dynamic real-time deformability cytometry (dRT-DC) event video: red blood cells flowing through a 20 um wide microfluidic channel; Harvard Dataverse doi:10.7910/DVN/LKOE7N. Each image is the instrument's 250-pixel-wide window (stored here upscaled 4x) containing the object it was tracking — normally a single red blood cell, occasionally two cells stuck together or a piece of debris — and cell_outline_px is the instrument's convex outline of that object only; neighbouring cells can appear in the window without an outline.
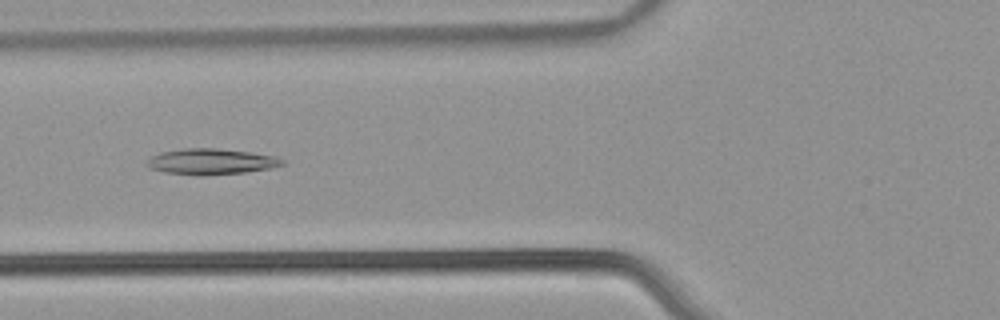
{"species": "common noctule bat (a hibernating species)", "species_latin": "Nyctalus noctula", "temperature_condition": "warm", "stored_images_in_passage": 52, "camera_frame_rate_fps": 3000, "um_per_image_px": 0.085, "animal": {"sex": "male", "body_mass_g": 21.5, "forearm_length_mm": 52.0}, "frame": {"image": 1, "passage_image": 20, "time_ms": 6.333, "image_size_px": [1000, 320], "cell_outline_px": [[284, 164], [272, 168], [244, 172], [204, 176], [196, 176], [164, 172], [148, 168], [144, 164], [152, 156], [160, 152], [184, 148], [216, 148], [248, 152], [276, 156], [284, 160]], "centroid_in_image_um": [17.91, 13.74], "position_along_channel_um": 107.9, "area_um2": 20.58}}
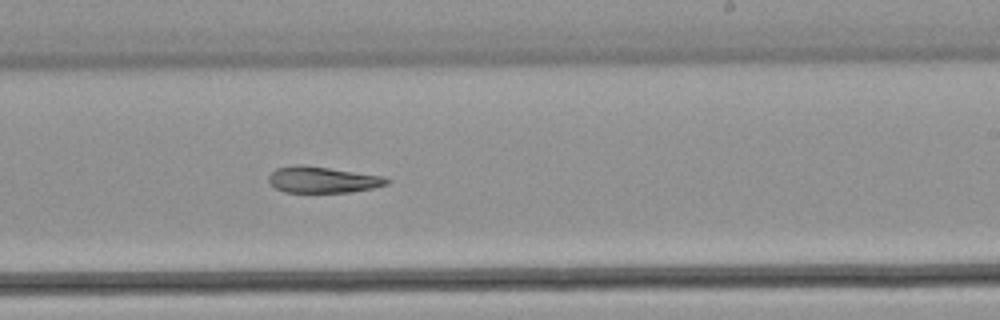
{"frame": {"image": 2, "passage_image": 32, "time_ms": 10.333, "image_size_px": [1000, 320], "cell_outline_px": [[392, 180], [388, 184], [372, 188], [352, 192], [284, 192], [268, 184], [268, 176], [276, 168], [328, 168], [384, 176]], "centroid_in_image_um": [27.49, 15.33], "position_along_channel_um": 261.5, "area_um2": 17.34}}
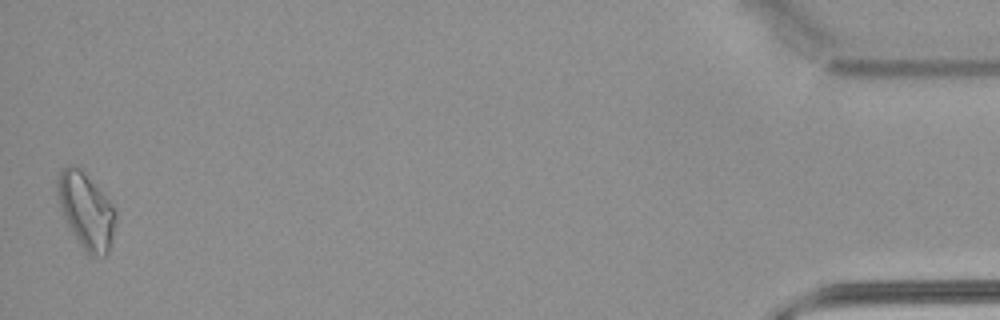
{"frame": {"image": 3, "passage_image": 52, "time_ms": 17.0, "image_size_px": [1000, 320], "cell_outline_px": [[116, 220], [112, 240], [108, 252], [104, 256], [92, 256], [80, 244], [68, 224], [60, 204], [56, 184], [56, 180], [60, 172], [68, 164], [72, 164], [80, 168], [112, 204], [116, 212]], "centroid_in_image_um": [7.34, 17.89], "position_along_channel_um": 427.9, "area_um2": 25.09}}